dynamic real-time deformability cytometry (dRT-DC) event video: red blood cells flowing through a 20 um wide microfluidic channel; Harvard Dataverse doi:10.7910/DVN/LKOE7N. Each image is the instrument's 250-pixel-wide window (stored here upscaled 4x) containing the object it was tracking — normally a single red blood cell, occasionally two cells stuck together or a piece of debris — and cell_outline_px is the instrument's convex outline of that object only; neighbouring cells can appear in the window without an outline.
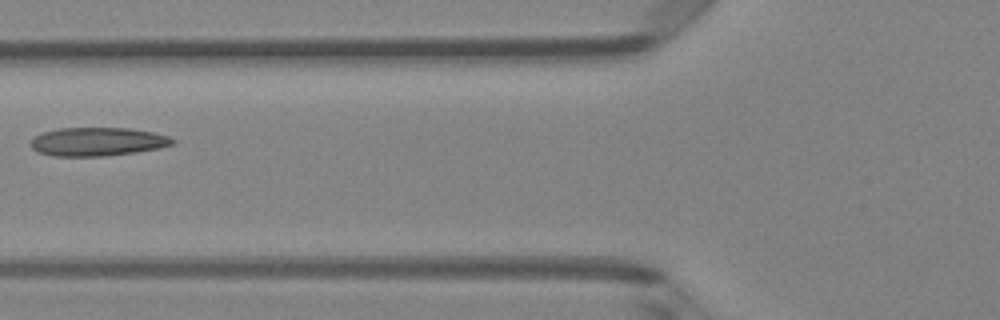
{"species": "Egyptian fruit bat (a non-hibernating species)", "species_latin": "Rousettus aegyptiacus", "temperature_condition": "room temperature", "stored_images_in_passage": 6, "camera_frame_rate_fps": 3000, "um_per_image_px": 0.085, "animal": {"sex": "female"}, "frame": {"image": 1, "passage_image": 6, "time_ms": 1.667, "image_size_px": [1000, 320], "cell_outline_px": [[176, 140], [172, 144], [160, 148], [136, 152], [104, 156], [52, 156], [36, 152], [32, 148], [32, 140], [36, 136], [44, 132], [60, 128], [128, 128], [152, 132], [168, 136]], "centroid_in_image_um": [8.3, 12.05], "position_along_channel_um": 117.5, "area_um2": 23.47}}